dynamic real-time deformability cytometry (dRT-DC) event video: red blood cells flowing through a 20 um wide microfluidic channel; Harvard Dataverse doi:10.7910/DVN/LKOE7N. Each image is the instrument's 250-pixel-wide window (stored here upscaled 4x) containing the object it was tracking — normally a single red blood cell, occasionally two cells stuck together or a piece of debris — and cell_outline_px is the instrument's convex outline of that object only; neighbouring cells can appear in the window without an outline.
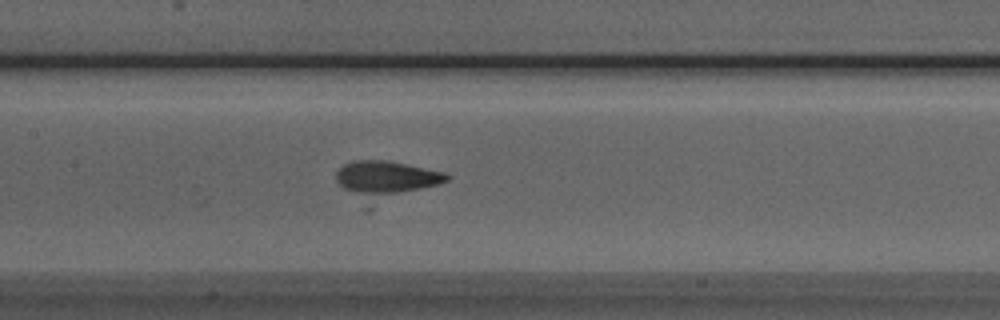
{"species": "Egyptian fruit bat (a non-hibernating species)", "species_latin": "Rousettus aegyptiacus", "temperature_condition": "room temperature", "stored_images_in_passage": 40, "camera_frame_rate_fps": 3000, "um_per_image_px": 0.085, "animal": {"sex": "male"}, "frame": {"image": 1, "passage_image": 12, "time_ms": 3.667, "image_size_px": [1000, 320], "cell_outline_px": [[452, 176], [448, 180], [368, 212], [336, 180], [336, 172], [344, 164], [352, 160], [388, 160], [444, 172]], "centroid_in_image_um": [32.76, 15.4], "position_along_channel_um": 174.6, "area_um2": 25.84}}
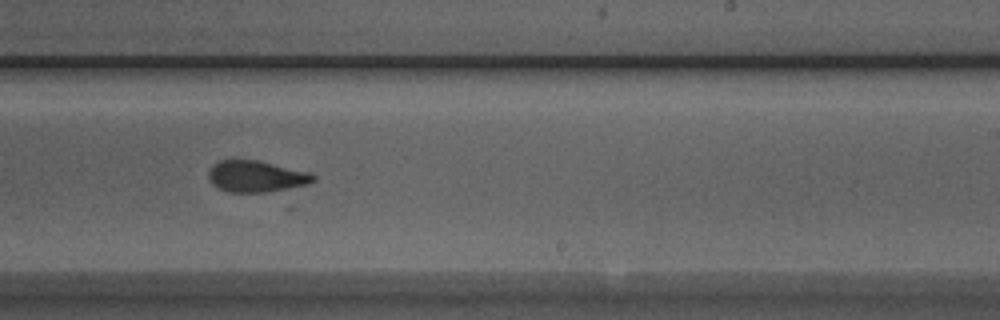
{"frame": {"image": 2, "passage_image": 19, "time_ms": 6.0, "image_size_px": [1000, 320], "cell_outline_px": [[316, 180], [308, 184], [268, 192], [228, 192], [212, 184], [208, 176], [208, 172], [212, 164], [220, 160], [256, 160], [308, 172], [316, 176]], "centroid_in_image_um": [21.75, 14.99], "position_along_channel_um": 267.2, "area_um2": 19.02}}
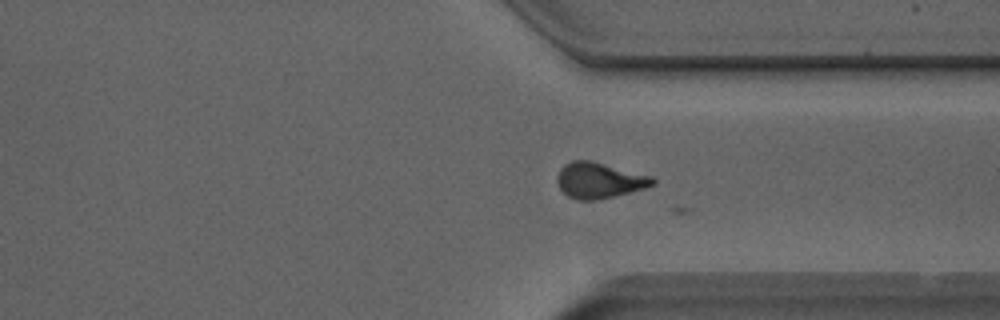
{"frame": {"image": 3, "passage_image": 26, "time_ms": 8.333, "image_size_px": [1000, 320], "cell_outline_px": [[656, 184], [644, 188], [596, 200], [576, 200], [568, 196], [560, 188], [556, 180], [556, 176], [560, 168], [564, 164], [572, 160], [588, 160], [652, 176], [656, 180]], "centroid_in_image_um": [50.9, 15.33], "position_along_channel_um": 360.5, "area_um2": 19.71}}